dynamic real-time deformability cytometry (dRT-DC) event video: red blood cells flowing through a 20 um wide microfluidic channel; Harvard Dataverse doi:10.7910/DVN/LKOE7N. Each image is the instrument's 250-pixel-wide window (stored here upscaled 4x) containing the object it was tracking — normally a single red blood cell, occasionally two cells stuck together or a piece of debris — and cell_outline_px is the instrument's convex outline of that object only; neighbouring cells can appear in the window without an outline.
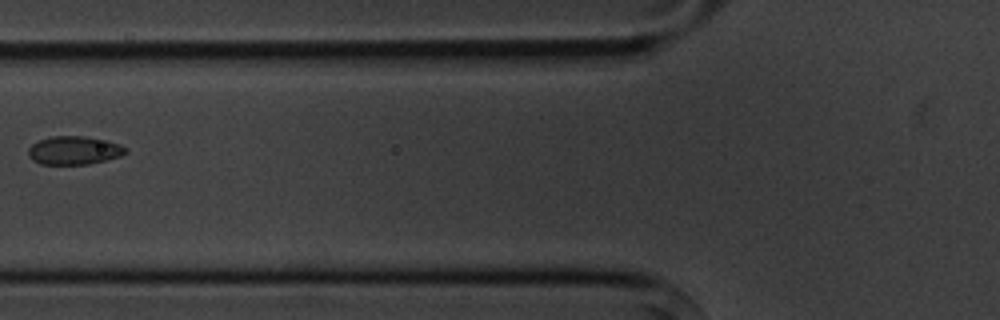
{"species": "common noctule bat (a hibernating species)", "species_latin": "Nyctalus noctula", "temperature_condition": "cold", "stored_images_in_passage": 3, "camera_frame_rate_fps": 3000, "um_per_image_px": 0.085, "animal": {"sex": "male", "body_mass_g": 20.1, "forearm_length_mm": 53.5}, "frame": {"image": 1, "passage_image": 3, "time_ms": 3.0, "image_size_px": [1000, 320], "cell_outline_px": [[128, 152], [120, 156], [108, 160], [88, 164], [40, 164], [32, 160], [28, 156], [28, 148], [32, 144], [40, 140], [52, 136], [84, 136], [108, 140], [120, 144], [128, 148]], "centroid_in_image_um": [6.33, 12.78], "position_along_channel_um": 119.5, "area_um2": 16.3}}